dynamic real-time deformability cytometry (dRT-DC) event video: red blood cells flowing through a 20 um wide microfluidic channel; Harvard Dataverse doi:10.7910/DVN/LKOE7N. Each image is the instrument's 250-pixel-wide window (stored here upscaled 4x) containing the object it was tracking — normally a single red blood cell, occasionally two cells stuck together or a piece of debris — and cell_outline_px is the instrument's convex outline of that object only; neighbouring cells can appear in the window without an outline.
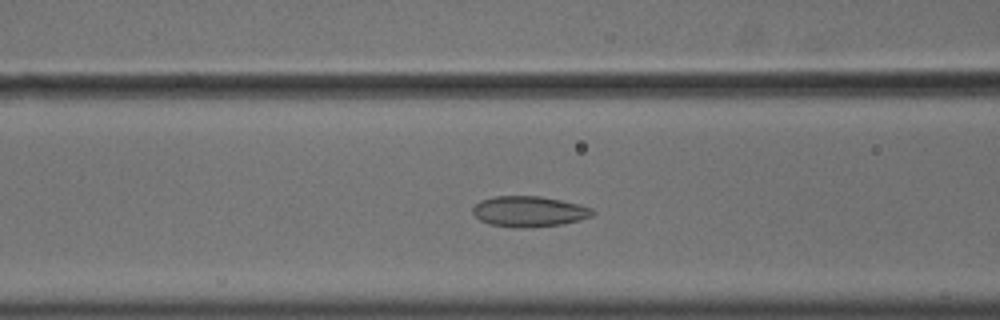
{"species": "common noctule bat (a hibernating species)", "species_latin": "Nyctalus noctula", "temperature_condition": "cold", "stored_images_in_passage": 54, "camera_frame_rate_fps": 3000, "um_per_image_px": 0.085, "animal": {"sex": "male", "body_mass_g": 18.8}, "frame": {"image": 1, "passage_image": 22, "time_ms": 7.0, "image_size_px": [1000, 320], "cell_outline_px": [[596, 212], [592, 216], [580, 220], [564, 224], [488, 224], [480, 220], [472, 212], [472, 208], [480, 200], [496, 196], [540, 196], [580, 204], [592, 208]], "centroid_in_image_um": [45.01, 17.91], "position_along_channel_um": 121.6, "area_um2": 20.35}}
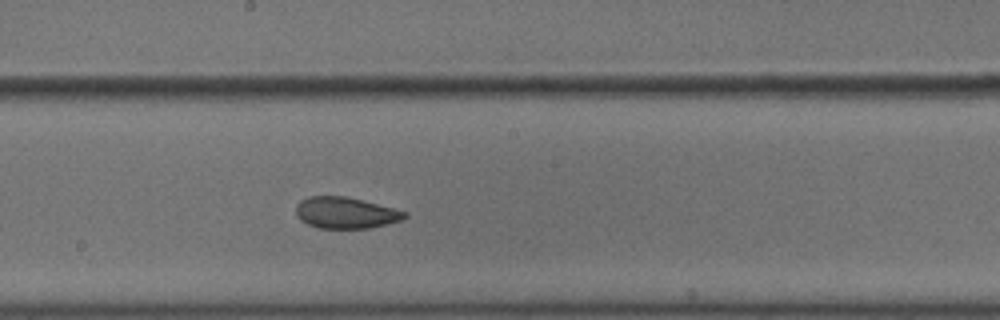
{"frame": {"image": 2, "passage_image": 30, "time_ms": 9.667, "image_size_px": [1000, 320], "cell_outline_px": [[408, 216], [400, 220], [388, 224], [368, 228], [320, 228], [308, 224], [300, 220], [296, 216], [296, 204], [300, 200], [308, 196], [344, 196], [408, 212]], "centroid_in_image_um": [29.34, 18.09], "position_along_channel_um": 218.9, "area_um2": 19.71}}
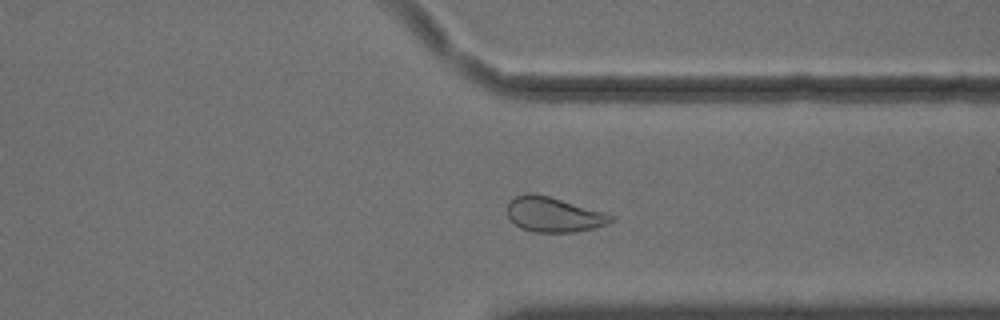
{"frame": {"image": 3, "passage_image": 42, "time_ms": 13.667, "image_size_px": [1000, 320], "cell_outline_px": [[612, 220], [604, 224], [592, 228], [576, 232], [532, 232], [520, 228], [508, 216], [508, 204], [516, 196], [528, 192], [548, 196], [604, 212], [612, 216]], "centroid_in_image_um": [47.02, 18.24], "position_along_channel_um": 364.4, "area_um2": 20.63}, "authors_computed_cell_mechanics": {"area_um2": 22.3397, "velocity_mm_per_s": 3.6294, "shape_relaxation_time_tau1_ms": 9.8239, "shape_relaxation_time_tau2_ms": 1.857, "deformation_change_tau1": 0.1603, "deformation_change_tau2": 0.0623}}